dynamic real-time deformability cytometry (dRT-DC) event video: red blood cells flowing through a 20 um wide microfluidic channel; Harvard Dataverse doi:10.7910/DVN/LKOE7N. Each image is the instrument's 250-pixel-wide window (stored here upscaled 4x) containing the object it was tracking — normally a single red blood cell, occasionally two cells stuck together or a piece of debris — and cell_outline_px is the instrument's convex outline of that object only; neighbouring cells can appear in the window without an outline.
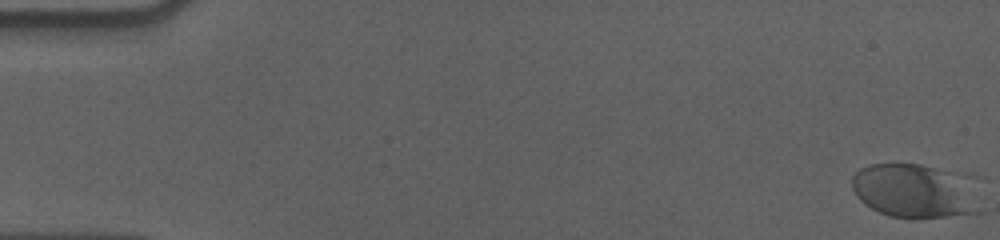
{"species": "human", "species_latin": "Homo sapiens", "temperature_condition": "cold", "stored_images_in_passage": 49, "camera_frame_rate_fps": 3000, "um_per_image_px": 0.085, "donor": {"sex": "male"}, "frame": {"image": 1, "passage_image": 1, "time_ms": 0.0, "image_size_px": [1000, 240], "cell_outline_px": [[984, 212], [944, 216], [888, 216], [864, 204], [856, 196], [852, 188], [852, 176], [860, 168], [868, 164], [920, 164], [952, 172]], "centroid_in_image_um": [77.55, 16.22], "position_along_channel_um": 7.5, "area_um2": 38.38}}
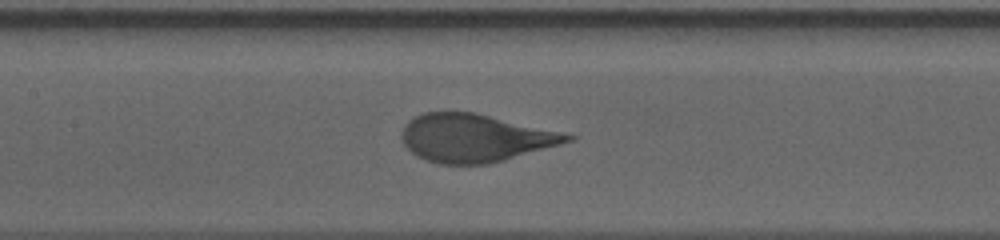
{"frame": {"image": 2, "passage_image": 28, "time_ms": 9.0, "image_size_px": [1000, 240], "cell_outline_px": [[580, 136], [572, 140], [560, 144], [504, 160], [488, 164], [440, 164], [424, 160], [416, 156], [400, 140], [400, 132], [404, 124], [408, 120], [424, 112], [476, 112], [564, 132]], "centroid_in_image_um": [40.35, 11.72], "position_along_channel_um": 167.0, "area_um2": 46.59}}
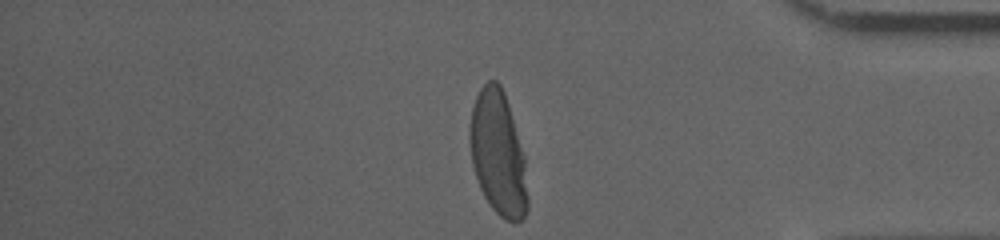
{"frame": {"image": 3, "passage_image": 49, "time_ms": 16.0, "image_size_px": [1000, 240], "cell_outline_px": [[528, 212], [516, 224], [504, 220], [488, 204], [480, 188], [472, 164], [468, 140], [468, 128], [472, 108], [476, 96], [480, 88], [488, 80], [496, 80], [500, 84], [504, 92], [508, 104], [524, 156], [528, 200]], "centroid_in_image_um": [42.32, 13.06], "position_along_channel_um": 392.9, "area_um2": 42.14}, "authors_computed_cell_mechanics": {"area_um2": 46.1822, "velocity_mm_per_s": 3.5535, "shape_relaxation_time_tau1_ms": 3.344, "shape_relaxation_time_tau2_ms": null, "deformation_change_tau1": 0.166, "deformation_change_tau2": null}}